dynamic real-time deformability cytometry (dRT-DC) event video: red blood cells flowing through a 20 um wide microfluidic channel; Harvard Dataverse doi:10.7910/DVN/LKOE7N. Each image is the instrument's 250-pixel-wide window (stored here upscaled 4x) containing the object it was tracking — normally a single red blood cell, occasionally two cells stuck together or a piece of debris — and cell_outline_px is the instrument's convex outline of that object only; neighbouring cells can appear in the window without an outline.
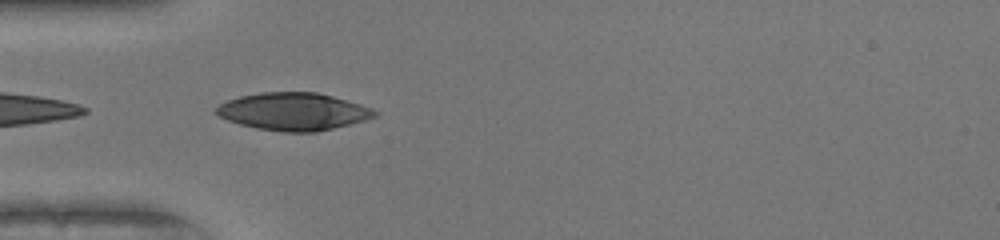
{"species": "human", "species_latin": "Homo sapiens", "temperature_condition": "warm", "stored_images_in_passage": 37, "camera_frame_rate_fps": 3000, "um_per_image_px": 0.085, "donor": {"sex": "female"}, "frame": {"image": 1, "passage_image": 2, "time_ms": 0.333, "image_size_px": [1000, 240], "cell_outline_px": [[380, 112], [376, 116], [364, 120], [316, 132], [284, 132], [256, 128], [240, 124], [228, 120], [212, 112], [212, 108], [228, 100], [240, 96], [260, 92], [316, 92], [332, 96], [360, 104], [372, 108]], "centroid_in_image_um": [24.9, 9.47], "position_along_channel_um": 60.1, "area_um2": 34.62}}
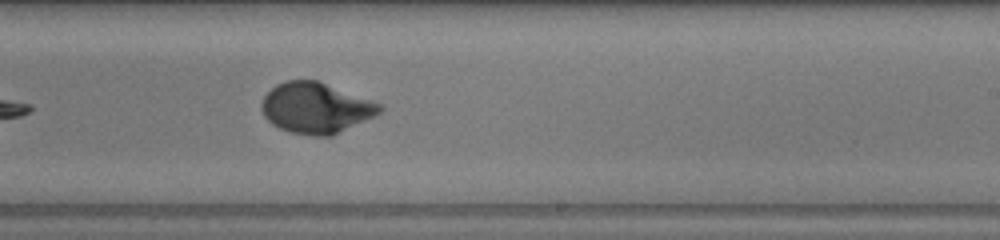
{"frame": {"image": 2, "passage_image": 17, "time_ms": 5.333, "image_size_px": [1000, 240], "cell_outline_px": [[384, 108], [376, 116], [332, 136], [316, 136], [292, 132], [280, 128], [272, 124], [264, 116], [260, 108], [260, 104], [264, 96], [276, 84], [288, 80], [316, 80], [384, 104]], "centroid_in_image_um": [26.87, 9.17], "position_along_channel_um": 262.1, "area_um2": 35.03}}
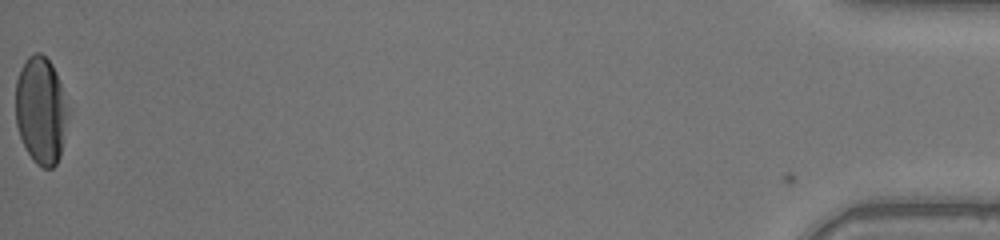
{"frame": {"image": 3, "passage_image": 37, "time_ms": 12.0, "image_size_px": [1000, 240], "cell_outline_px": [[68, 116], [60, 156], [56, 164], [52, 168], [44, 168], [36, 164], [32, 160], [20, 136], [16, 124], [16, 80], [20, 68], [28, 56], [36, 52], [40, 52], [52, 64], [56, 72], [60, 84], [68, 112]], "centroid_in_image_um": [3.46, 9.38], "position_along_channel_um": 431.7, "area_um2": 32.6}, "authors_computed_cell_mechanics": {"area_um2": 34.102, "velocity_mm_per_s": 4.1155, "shape_relaxation_time_tau1_ms": 3.8198, "shape_relaxation_time_tau2_ms": null, "deformation_change_tau1": 0.2384, "deformation_change_tau2": null}}